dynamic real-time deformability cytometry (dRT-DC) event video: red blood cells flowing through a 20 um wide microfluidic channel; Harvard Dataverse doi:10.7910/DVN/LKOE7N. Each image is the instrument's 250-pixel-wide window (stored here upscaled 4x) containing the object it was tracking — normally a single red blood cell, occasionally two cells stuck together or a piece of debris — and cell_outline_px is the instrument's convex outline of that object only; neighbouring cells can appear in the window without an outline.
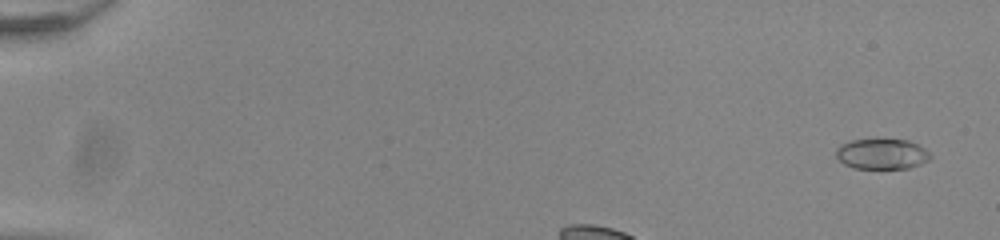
{"species": "common noctule bat (a hibernating species)", "species_latin": "Nyctalus noctula", "temperature_condition": "room temperature", "stored_images_in_passage": 38, "camera_frame_rate_fps": 3000, "um_per_image_px": 0.085, "animal": {"sex": "male", "body_mass_g": 20.0, "forearm_length_mm": 53.3}, "frame": {"image": 1, "passage_image": 3, "time_ms": 0.667, "image_size_px": [1000, 240], "cell_outline_px": [[932, 156], [928, 160], [920, 164], [908, 168], [852, 168], [844, 164], [836, 156], [836, 148], [840, 144], [852, 140], [908, 140], [924, 148]], "centroid_in_image_um": [74.94, 13.09], "position_along_channel_um": 10.1, "area_um2": 16.53}}
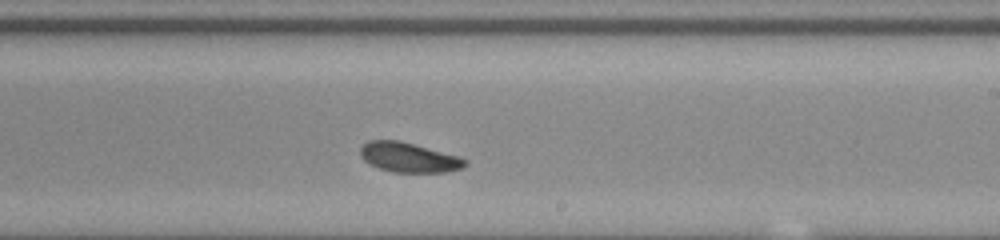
{"frame": {"image": 2, "passage_image": 26, "time_ms": 8.333, "image_size_px": [1000, 240], "cell_outline_px": [[468, 164], [464, 168], [444, 172], [392, 172], [380, 168], [364, 160], [360, 156], [360, 148], [368, 140], [400, 140], [460, 156], [468, 160]], "centroid_in_image_um": [34.79, 13.37], "position_along_channel_um": 254.2, "area_um2": 18.26}}
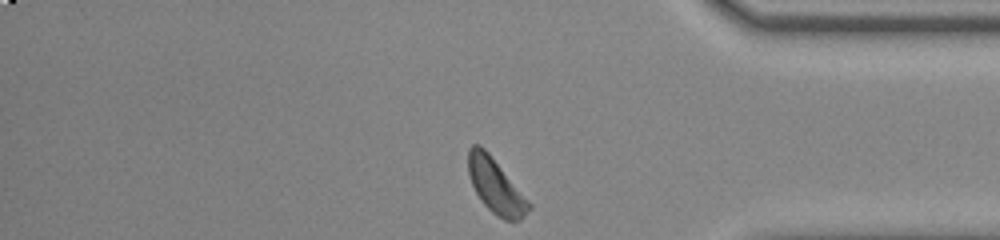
{"frame": {"image": 3, "passage_image": 38, "time_ms": 12.333, "image_size_px": [1000, 240], "cell_outline_px": [[532, 208], [520, 220], [504, 220], [496, 216], [480, 200], [472, 184], [468, 172], [468, 148], [472, 144], [480, 144], [488, 152], [532, 204]], "centroid_in_image_um": [42.13, 15.81], "position_along_channel_um": 393.1, "area_um2": 19.19}, "authors_computed_cell_mechanics": {"area_um2": 18.3804, "velocity_mm_per_s": 3.8352, "shape_relaxation_time_tau1_ms": 1.6807, "shape_relaxation_time_tau2_ms": null, "deformation_change_tau1": 0.0853, "deformation_change_tau2": null}}